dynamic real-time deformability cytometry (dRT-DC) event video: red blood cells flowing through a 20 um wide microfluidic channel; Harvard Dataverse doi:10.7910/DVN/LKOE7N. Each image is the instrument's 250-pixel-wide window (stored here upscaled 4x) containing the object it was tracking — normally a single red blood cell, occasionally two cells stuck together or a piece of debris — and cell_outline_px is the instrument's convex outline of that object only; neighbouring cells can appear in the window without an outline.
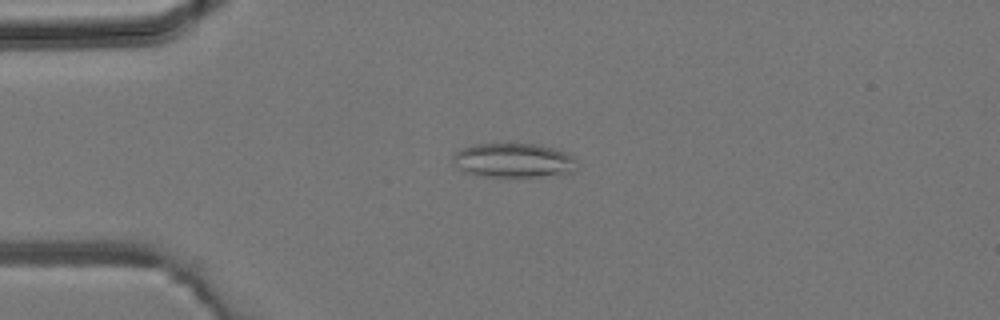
{"species": "common noctule bat (a hibernating species)", "species_latin": "Nyctalus noctula", "temperature_condition": "room temperature", "stored_images_in_passage": 40, "camera_frame_rate_fps": 3000, "um_per_image_px": 0.085, "animal": {"sex": "male", "body_mass_g": 19.2, "forearm_length_mm": 51.8}, "frame": {"image": 1, "passage_image": 9, "time_ms": 2.667, "image_size_px": [1000, 320], "cell_outline_px": [[572, 172], [540, 176], [480, 176], [468, 172], [460, 168], [452, 160], [452, 156], [460, 148], [476, 144], [540, 144], [564, 152], [572, 156]], "centroid_in_image_um": [43.57, 13.61], "position_along_channel_um": 41.4, "area_um2": 24.1}}
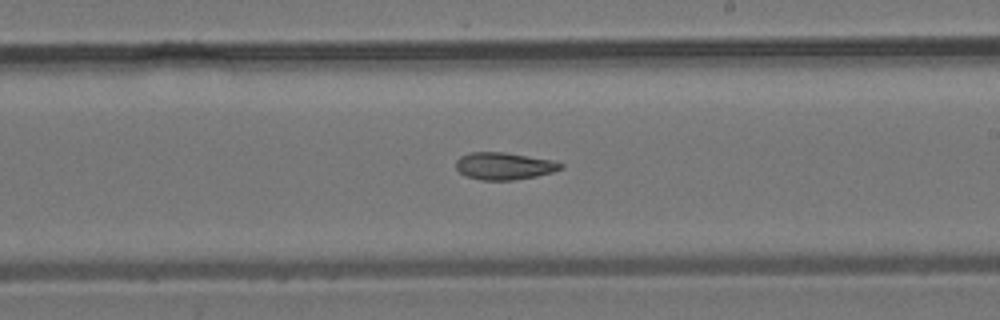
{"frame": {"image": 2, "passage_image": 23, "time_ms": 7.333, "image_size_px": [1000, 320], "cell_outline_px": [[564, 168], [552, 172], [536, 176], [512, 180], [480, 180], [464, 176], [456, 168], [456, 160], [460, 156], [472, 152], [504, 152], [556, 160], [564, 164]], "centroid_in_image_um": [42.87, 14.11], "position_along_channel_um": 246.1, "area_um2": 16.82}}
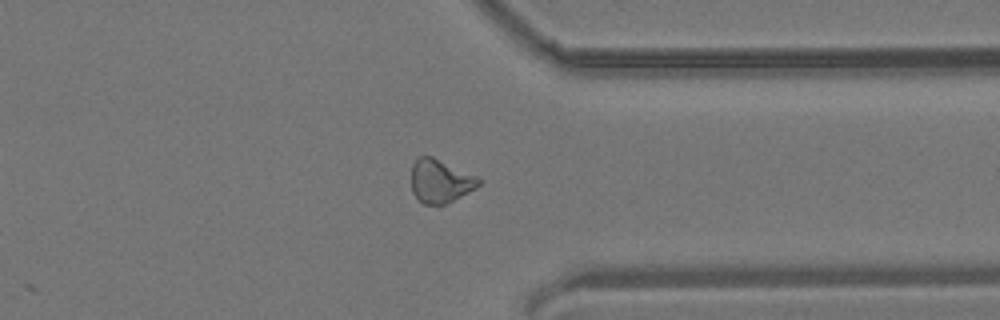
{"frame": {"image": 3, "passage_image": 31, "time_ms": 10.0, "image_size_px": [1000, 320], "cell_outline_px": [[480, 184], [476, 188], [444, 204], [424, 204], [412, 192], [412, 164], [416, 156], [432, 156], [476, 176], [480, 180]], "centroid_in_image_um": [37.39, 15.37], "position_along_channel_um": 374.0, "area_um2": 16.76}}